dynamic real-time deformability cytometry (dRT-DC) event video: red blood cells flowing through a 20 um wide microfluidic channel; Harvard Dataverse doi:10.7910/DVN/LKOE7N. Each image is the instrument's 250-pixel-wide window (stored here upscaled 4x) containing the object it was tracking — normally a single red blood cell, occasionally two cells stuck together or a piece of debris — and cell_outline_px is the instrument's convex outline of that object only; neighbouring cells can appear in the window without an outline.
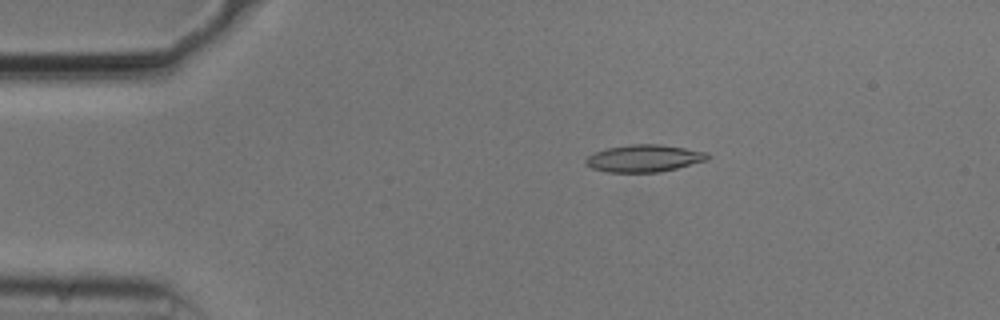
{"species": "common noctule bat (a hibernating species)", "species_latin": "Nyctalus noctula", "temperature_condition": "cold", "stored_images_in_passage": 54, "camera_frame_rate_fps": 3000, "um_per_image_px": 0.085, "animal": {"sex": "male", "body_mass_g": 20.5, "forearm_length_mm": 52.5}, "frame": {"image": 1, "passage_image": 10, "time_ms": 3.0, "image_size_px": [1000, 320], "cell_outline_px": [[712, 156], [708, 160], [660, 172], [608, 172], [592, 168], [584, 164], [584, 160], [588, 156], [604, 148], [632, 144], [660, 144], [708, 152]], "centroid_in_image_um": [54.75, 13.45], "position_along_channel_um": 30.2, "area_um2": 19.42}}
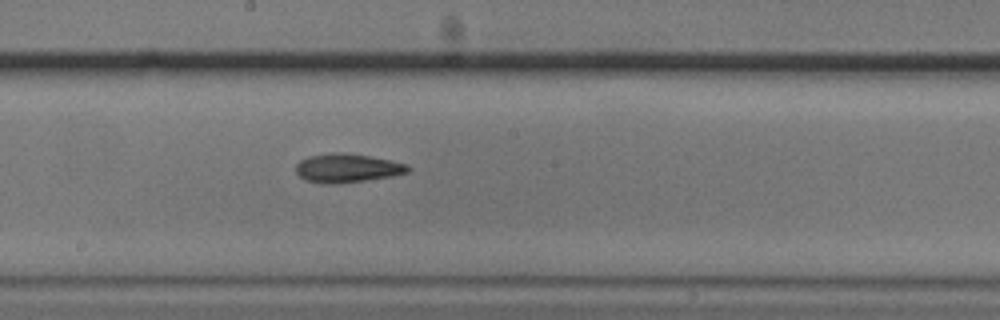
{"frame": {"image": 2, "passage_image": 29, "time_ms": 9.333, "image_size_px": [1000, 320], "cell_outline_px": [[412, 168], [408, 172], [392, 176], [336, 184], [320, 184], [304, 180], [296, 172], [296, 164], [300, 160], [308, 156], [332, 152], [340, 152], [368, 156], [392, 160], [408, 164]], "centroid_in_image_um": [29.5, 14.29], "position_along_channel_um": 218.7, "area_um2": 18.96}}
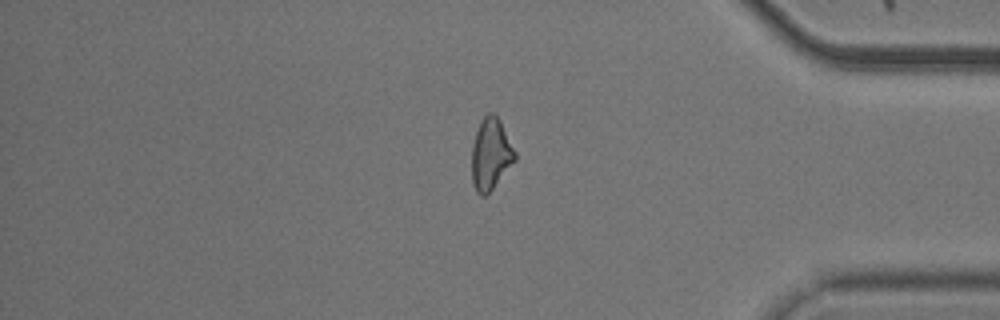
{"frame": {"image": 3, "passage_image": 45, "time_ms": 14.667, "image_size_px": [1000, 320], "cell_outline_px": [[516, 160], [492, 188], [484, 196], [480, 196], [476, 192], [472, 184], [472, 144], [480, 120], [488, 112], [492, 112], [500, 120], [516, 152]], "centroid_in_image_um": [41.7, 13.09], "position_along_channel_um": 393.5, "area_um2": 17.98}, "authors_computed_cell_mechanics": {"area_um2": 18.6694, "velocity_mm_per_s": 3.7553, "shape_relaxation_time_tau1_ms": 4.7936, "shape_relaxation_time_tau2_ms": 5.1629, "deformation_change_tau1": 0.1349, "deformation_change_tau2": 0.1461}}